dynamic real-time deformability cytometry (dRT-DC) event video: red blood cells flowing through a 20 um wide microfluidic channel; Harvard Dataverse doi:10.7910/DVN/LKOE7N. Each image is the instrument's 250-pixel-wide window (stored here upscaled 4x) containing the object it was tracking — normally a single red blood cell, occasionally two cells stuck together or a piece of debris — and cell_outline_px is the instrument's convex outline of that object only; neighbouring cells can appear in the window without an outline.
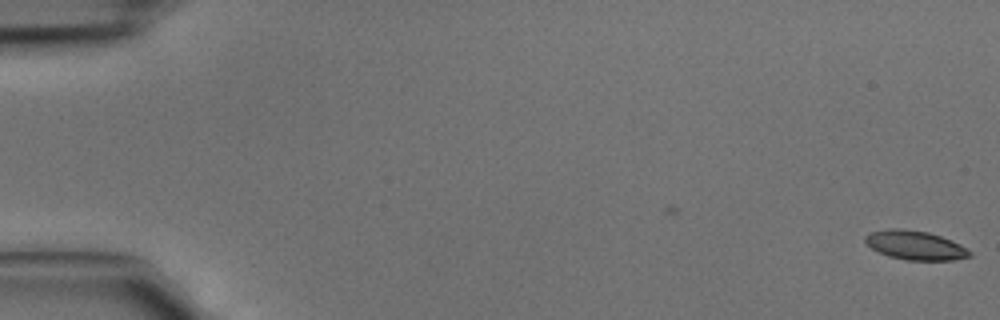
{"species": "common noctule bat (a hibernating species)", "species_latin": "Nyctalus noctula", "temperature_condition": "cold", "stored_images_in_passage": 10, "camera_frame_rate_fps": 3000, "um_per_image_px": 0.085, "animal": {"sex": "male", "body_mass_g": 15.6}, "frame": {"image": 1, "passage_image": 1, "time_ms": 0.0, "image_size_px": [1000, 320], "cell_outline_px": [[972, 256], [952, 260], [908, 260], [888, 256], [872, 248], [864, 240], [864, 236], [868, 232], [888, 228], [900, 228], [928, 232], [952, 240], [960, 244], [972, 252]], "centroid_in_image_um": [77.79, 20.83], "position_along_channel_um": 7.2, "area_um2": 17.74}}